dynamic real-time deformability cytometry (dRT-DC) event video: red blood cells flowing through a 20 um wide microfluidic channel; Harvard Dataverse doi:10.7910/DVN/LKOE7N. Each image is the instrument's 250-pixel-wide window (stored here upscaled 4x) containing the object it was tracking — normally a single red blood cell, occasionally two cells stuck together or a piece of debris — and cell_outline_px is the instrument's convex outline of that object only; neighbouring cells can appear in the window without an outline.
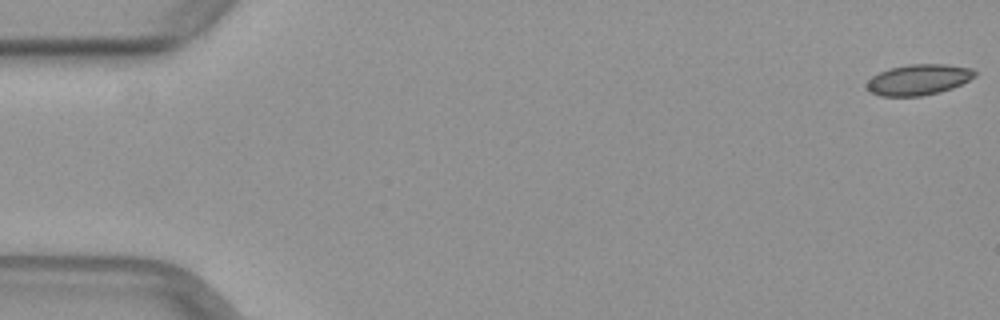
{"species": "common noctule bat (a hibernating species)", "species_latin": "Nyctalus noctula", "temperature_condition": "warm", "stored_images_in_passage": 51, "camera_frame_rate_fps": 3000, "um_per_image_px": 0.085, "animal": {"sex": "female", "body_mass_g": 29.2, "forearm_length_mm": 56.3}, "frame": {"image": 1, "passage_image": 1, "time_ms": 0.0, "image_size_px": [1000, 320], "cell_outline_px": [[976, 76], [952, 88], [940, 92], [920, 96], [880, 96], [872, 92], [868, 88], [868, 80], [872, 76], [880, 72], [892, 68], [908, 64], [944, 64], [972, 68], [976, 72]], "centroid_in_image_um": [78.1, 6.77], "position_along_channel_um": 6.9, "area_um2": 19.13}}
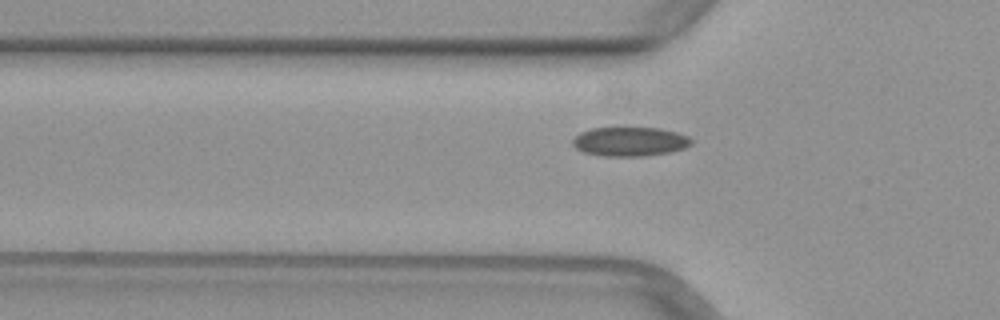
{"frame": {"image": 2, "passage_image": 17, "time_ms": 5.333, "image_size_px": [1000, 320], "cell_outline_px": [[692, 144], [684, 148], [668, 152], [644, 156], [604, 156], [584, 152], [576, 148], [572, 144], [572, 140], [580, 132], [592, 128], [660, 128], [676, 132], [688, 136], [692, 140]], "centroid_in_image_um": [53.53, 12.03], "position_along_channel_um": 72.3, "area_um2": 20.06}}
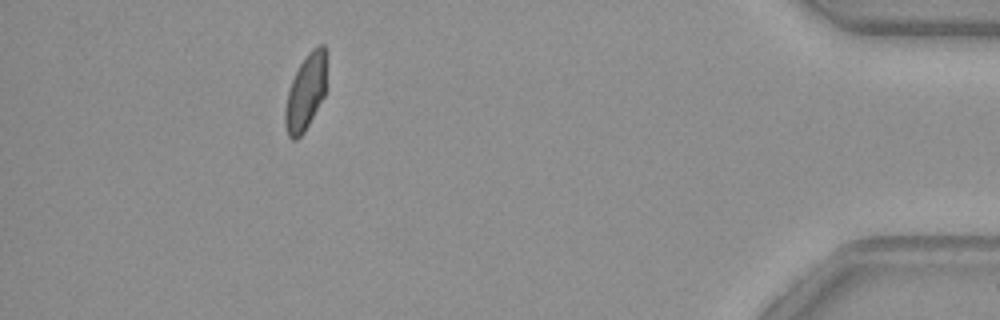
{"frame": {"image": 3, "passage_image": 46, "time_ms": 15.0, "image_size_px": [1000, 320], "cell_outline_px": [[328, 52], [324, 96], [304, 132], [296, 140], [292, 140], [288, 136], [284, 120], [284, 108], [288, 92], [292, 80], [300, 64], [308, 52], [316, 44], [324, 44]], "centroid_in_image_um": [26.01, 7.78], "position_along_channel_um": 409.2, "area_um2": 18.61}}